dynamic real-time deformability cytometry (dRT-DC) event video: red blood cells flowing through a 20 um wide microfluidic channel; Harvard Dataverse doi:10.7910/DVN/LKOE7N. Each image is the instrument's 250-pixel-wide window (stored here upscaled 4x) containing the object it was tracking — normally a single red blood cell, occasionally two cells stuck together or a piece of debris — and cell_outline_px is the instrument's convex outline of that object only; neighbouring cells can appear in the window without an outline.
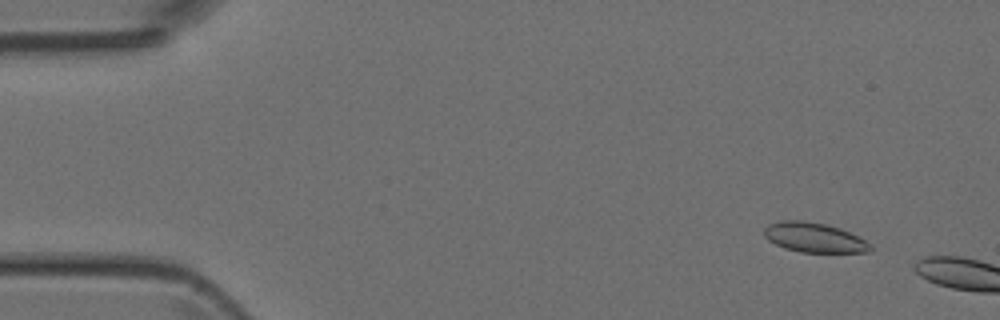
{"species": "Egyptian fruit bat (a non-hibernating species)", "species_latin": "Rousettus aegyptiacus", "temperature_condition": "room temperature", "stored_images_in_passage": 7, "camera_frame_rate_fps": 3000, "um_per_image_px": 0.085, "animal": {"sex": "female"}, "frame": {"image": 1, "passage_image": 5, "time_ms": 1.333, "image_size_px": [1000, 320], "cell_outline_px": [[872, 248], [868, 252], [800, 252], [784, 248], [768, 240], [764, 236], [764, 228], [768, 224], [780, 220], [804, 220], [824, 224], [840, 228], [872, 244]], "centroid_in_image_um": [69.16, 20.18], "position_along_channel_um": 15.8, "area_um2": 18.32}}